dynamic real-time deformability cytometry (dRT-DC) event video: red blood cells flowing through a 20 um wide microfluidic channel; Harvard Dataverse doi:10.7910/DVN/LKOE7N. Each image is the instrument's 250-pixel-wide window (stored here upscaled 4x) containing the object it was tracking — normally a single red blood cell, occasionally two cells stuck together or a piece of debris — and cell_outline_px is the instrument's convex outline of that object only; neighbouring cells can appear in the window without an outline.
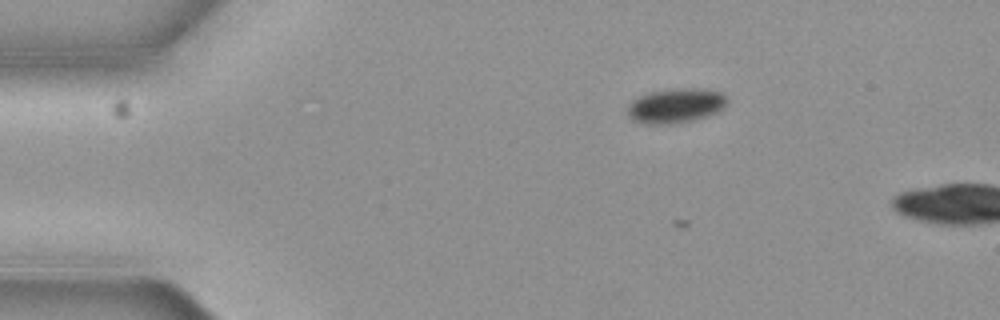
{"species": "common noctule bat (a hibernating species)", "species_latin": "Nyctalus noctula", "temperature_condition": "cold", "stored_images_in_passage": 6, "camera_frame_rate_fps": 3000, "um_per_image_px": 0.085, "animal": {"sex": "female", "body_mass_g": 19.3, "forearm_length_mm": 54.1}, "frame": {"image": 1, "passage_image": 4, "time_ms": 1.0, "image_size_px": [1000, 320], "cell_outline_px": [[728, 100], [724, 108], [708, 116], [668, 124], [644, 124], [636, 120], [628, 112], [628, 104], [632, 100], [648, 92], [676, 88], [704, 88], [724, 92], [728, 96]], "centroid_in_image_um": [57.5, 8.94], "position_along_channel_um": 27.5, "area_um2": 20.11}}